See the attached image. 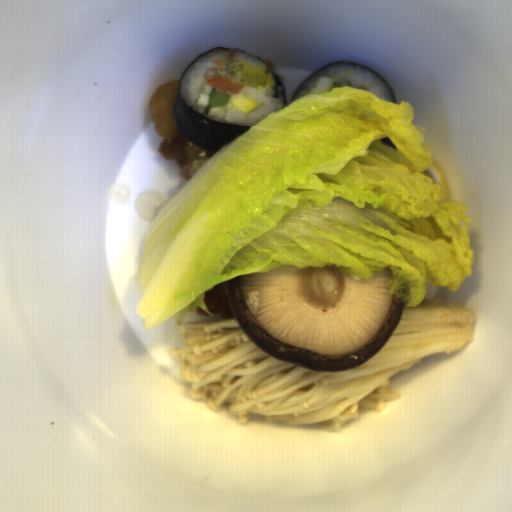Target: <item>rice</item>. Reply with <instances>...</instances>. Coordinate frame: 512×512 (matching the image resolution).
Here are the masks:
<instances>
[{
	"instance_id": "rice-2",
	"label": "rice",
	"mask_w": 512,
	"mask_h": 512,
	"mask_svg": "<svg viewBox=\"0 0 512 512\" xmlns=\"http://www.w3.org/2000/svg\"><path fill=\"white\" fill-rule=\"evenodd\" d=\"M340 81H351L355 86L364 85L369 93L394 102L392 93L382 78L369 69L354 64L341 63L317 72L305 83L297 100L333 89L334 84Z\"/></svg>"
},
{
	"instance_id": "rice-1",
	"label": "rice",
	"mask_w": 512,
	"mask_h": 512,
	"mask_svg": "<svg viewBox=\"0 0 512 512\" xmlns=\"http://www.w3.org/2000/svg\"><path fill=\"white\" fill-rule=\"evenodd\" d=\"M243 63L264 65L271 75V81L260 89L244 86L239 93L260 103L259 107L250 113L233 110L228 106L212 108L205 114V108L211 87L208 81L215 77H225L240 82V70ZM179 92L186 102L196 112L218 123L235 126H254L277 110L285 107L283 99L276 93V78L269 67L253 55L238 50H217L198 58L185 72Z\"/></svg>"
}]
</instances>
